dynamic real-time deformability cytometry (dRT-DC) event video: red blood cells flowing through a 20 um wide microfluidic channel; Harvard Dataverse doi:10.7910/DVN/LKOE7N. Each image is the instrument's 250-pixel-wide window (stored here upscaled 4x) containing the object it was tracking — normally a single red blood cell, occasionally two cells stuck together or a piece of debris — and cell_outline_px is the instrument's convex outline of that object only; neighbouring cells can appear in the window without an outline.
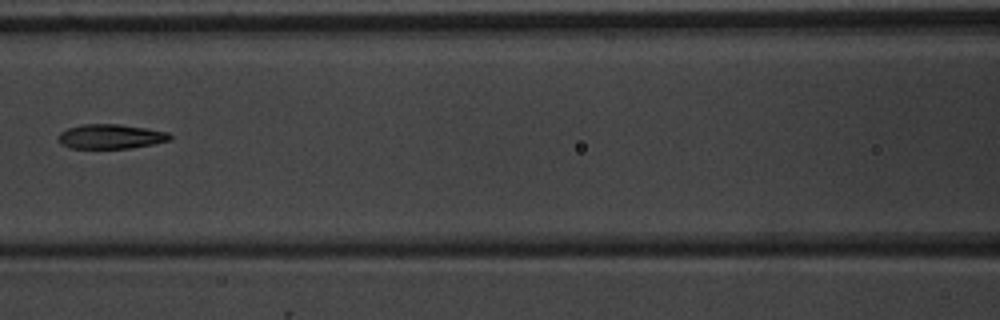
{"species": "common noctule bat (a hibernating species)", "species_latin": "Nyctalus noctula", "temperature_condition": "warm", "stored_images_in_passage": 8, "camera_frame_rate_fps": 3000, "um_per_image_px": 0.085, "animal": {"sex": "male", "body_mass_g": 20.1, "forearm_length_mm": 53.5}, "frame": {"image": 1, "passage_image": 7, "time_ms": 7.0, "image_size_px": [1000, 320], "cell_outline_px": [[172, 140], [152, 144], [128, 148], [72, 148], [60, 144], [56, 140], [56, 136], [60, 132], [68, 128], [80, 124], [120, 124], [168, 132], [172, 136]], "centroid_in_image_um": [9.36, 11.6], "position_along_channel_um": 157.2, "area_um2": 16.07}}
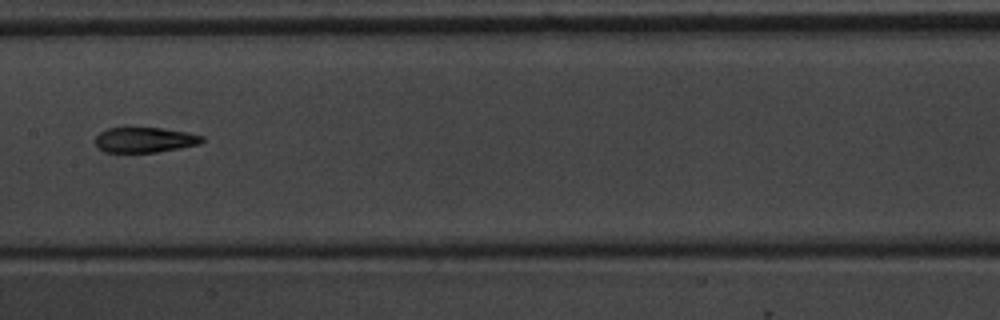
{"frame": {"image": 2, "passage_image": 8, "time_ms": 8.0, "image_size_px": [1000, 320], "cell_outline_px": [[204, 140], [200, 144], [180, 148], [156, 152], [104, 152], [96, 144], [96, 136], [100, 132], [108, 128], [124, 124], [160, 128], [188, 132], [204, 136]], "centroid_in_image_um": [12.28, 11.84], "position_along_channel_um": 195.1, "area_um2": 16.36}}